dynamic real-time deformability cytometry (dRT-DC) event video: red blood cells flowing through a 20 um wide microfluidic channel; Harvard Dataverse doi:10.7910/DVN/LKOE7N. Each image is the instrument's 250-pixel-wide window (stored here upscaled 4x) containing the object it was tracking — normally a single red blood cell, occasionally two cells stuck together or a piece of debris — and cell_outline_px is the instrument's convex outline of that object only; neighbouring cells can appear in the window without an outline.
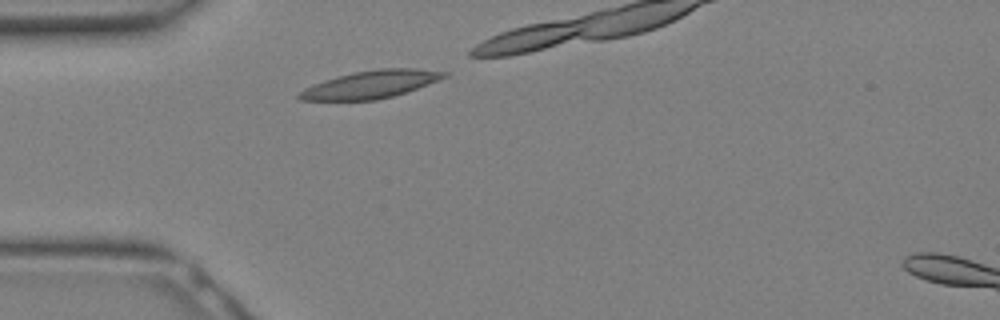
{"species": "Egyptian fruit bat (a non-hibernating species)", "species_latin": "Rousettus aegyptiacus", "temperature_condition": "warm", "stored_images_in_passage": 10, "camera_frame_rate_fps": 3000, "um_per_image_px": 0.085, "animal": {"sex": "female"}, "frame": {"image": 1, "passage_image": 1, "time_ms": 0.0, "image_size_px": [1000, 320], "cell_outline_px": [[448, 76], [416, 88], [392, 96], [376, 100], [300, 100], [296, 96], [304, 88], [324, 80], [336, 76], [376, 68], [416, 68], [448, 72]], "centroid_in_image_um": [31.49, 7.17], "position_along_channel_um": 53.5, "area_um2": 23.12}}